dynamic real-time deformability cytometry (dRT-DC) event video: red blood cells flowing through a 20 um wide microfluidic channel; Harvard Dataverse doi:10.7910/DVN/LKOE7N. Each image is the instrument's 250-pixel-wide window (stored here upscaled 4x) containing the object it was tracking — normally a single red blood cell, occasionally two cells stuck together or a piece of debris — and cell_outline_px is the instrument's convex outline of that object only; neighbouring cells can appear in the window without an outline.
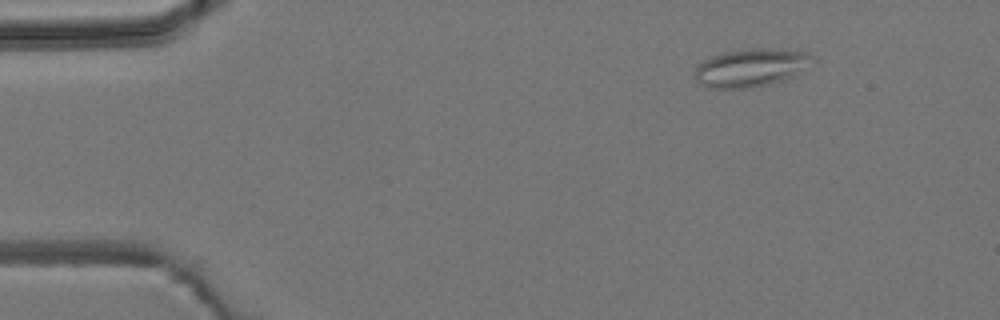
{"species": "common noctule bat (a hibernating species)", "species_latin": "Nyctalus noctula", "temperature_condition": "room temperature", "stored_images_in_passage": 6, "camera_frame_rate_fps": 3000, "um_per_image_px": 0.085, "animal": {"sex": "male", "body_mass_g": 19.2, "forearm_length_mm": 51.8}, "frame": {"image": 1, "passage_image": 6, "time_ms": 8.333, "image_size_px": [1000, 320], "cell_outline_px": [[816, 60], [792, 76], [784, 80], [752, 88], [704, 88], [696, 80], [696, 68], [704, 60], [712, 56], [724, 52], [740, 48], [796, 48], [812, 56]], "centroid_in_image_um": [63.85, 5.73], "position_along_channel_um": 21.1, "area_um2": 26.47}}